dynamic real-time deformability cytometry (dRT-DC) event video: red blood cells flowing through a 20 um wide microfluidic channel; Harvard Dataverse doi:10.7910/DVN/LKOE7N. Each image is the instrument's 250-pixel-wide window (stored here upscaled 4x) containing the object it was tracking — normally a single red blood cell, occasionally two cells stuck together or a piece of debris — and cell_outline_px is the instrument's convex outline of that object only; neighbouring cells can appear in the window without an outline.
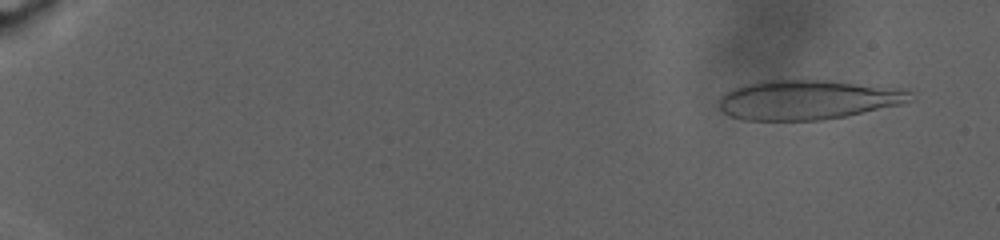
{"species": "human", "species_latin": "Homo sapiens", "temperature_condition": "warm", "stored_images_in_passage": 111, "camera_frame_rate_fps": 3000, "um_per_image_px": 0.085, "donor": {"sex": "male"}, "frame": {"image": 1, "passage_image": 17, "time_ms": 2.0, "image_size_px": [1000, 240], "cell_outline_px": [[912, 100], [900, 104], [844, 116], [820, 120], [744, 120], [732, 116], [724, 112], [720, 108], [720, 96], [732, 88], [768, 80], [824, 80], [900, 88], [912, 92]], "centroid_in_image_um": [68.65, 8.48], "position_along_channel_um": 16.3, "area_um2": 43.58}}
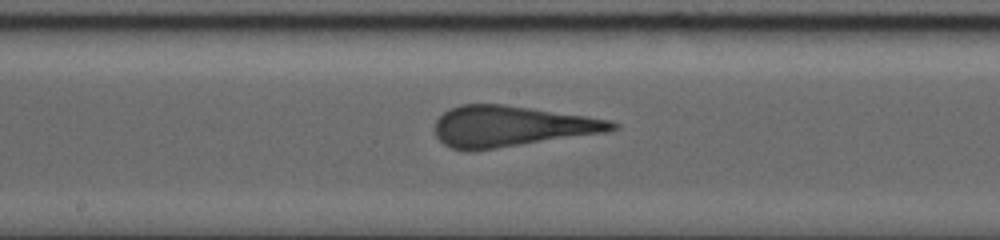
{"frame": {"image": 2, "passage_image": 87, "time_ms": 17.667, "image_size_px": [1000, 240], "cell_outline_px": [[620, 128], [608, 132], [472, 152], [468, 152], [452, 148], [444, 144], [436, 136], [436, 120], [444, 112], [460, 104], [504, 104], [532, 108], [612, 120], [620, 124]], "centroid_in_image_um": [43.49, 10.75], "position_along_channel_um": 204.7, "area_um2": 42.43}}
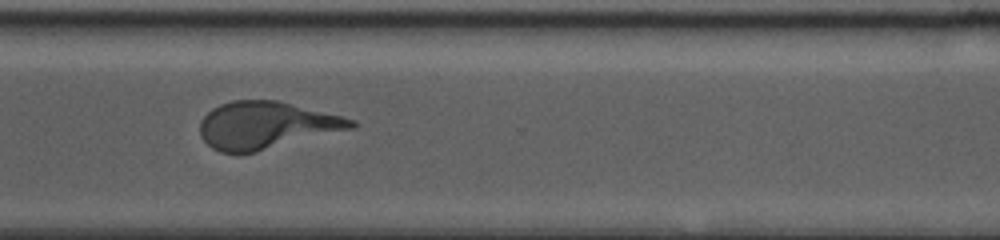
{"frame": {"image": 3, "passage_image": 110, "time_ms": 23.667, "image_size_px": [1000, 240], "cell_outline_px": [[356, 124], [352, 128], [256, 152], [220, 152], [212, 148], [200, 136], [200, 120], [212, 108], [220, 104], [232, 100], [276, 100], [356, 120]], "centroid_in_image_um": [22.57, 10.64], "position_along_channel_um": 348.0, "area_um2": 41.04}}